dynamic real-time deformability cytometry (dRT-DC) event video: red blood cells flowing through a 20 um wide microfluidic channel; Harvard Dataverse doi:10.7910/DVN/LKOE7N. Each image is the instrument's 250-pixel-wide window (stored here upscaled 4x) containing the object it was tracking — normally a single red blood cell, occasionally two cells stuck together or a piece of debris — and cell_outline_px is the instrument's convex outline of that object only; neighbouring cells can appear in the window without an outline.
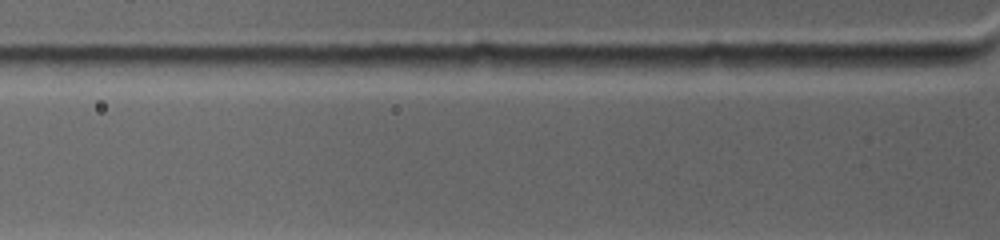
{"species": "common noctule bat (a hibernating species)", "species_latin": "Nyctalus noctula", "temperature_condition": "warm", "stored_images_in_passage": 2, "camera_frame_rate_fps": 4500, "um_per_image_px": 0.085, "animal": {"sex": "female", "body_mass_g": 19.0, "forearm_length_mm": 53.3}, "frame": {"image": 1, "passage_image": 2, "time_ms": 0.222, "image_size_px": [1000, 240], "cell_outline_px": [[900, 64], [812, 72], [792, 72], [784, 64], [792, 56], [892, 56]], "centroid_in_image_um": [71.07, 5.34], "position_along_channel_um": 54.7, "area_um2": 10.17}}